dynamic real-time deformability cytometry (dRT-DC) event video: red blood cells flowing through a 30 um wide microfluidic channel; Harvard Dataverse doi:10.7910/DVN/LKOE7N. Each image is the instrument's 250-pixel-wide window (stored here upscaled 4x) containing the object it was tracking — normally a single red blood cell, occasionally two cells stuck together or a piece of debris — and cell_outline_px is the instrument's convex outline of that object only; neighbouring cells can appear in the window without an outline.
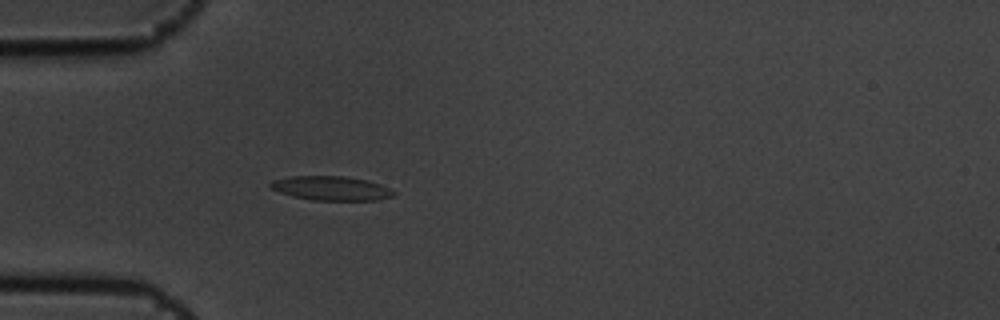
{"species": "common noctule bat (a hibernating species)", "species_latin": "Nyctalus noctula", "temperature_condition": "cold", "stored_images_in_passage": 2, "camera_frame_rate_fps": 3000, "um_per_image_px": 0.085, "animal": {"sex": "male", "body_mass_g": 19.5, "forearm_length_mm": 54.6}, "frame": {"image": 1, "passage_image": 2, "time_ms": 0.333, "image_size_px": [1000, 320], "cell_outline_px": [[396, 192], [392, 196], [376, 200], [312, 200], [292, 196], [280, 192], [272, 188], [268, 184], [272, 180], [292, 176], [344, 176], [368, 180], [380, 184]], "centroid_in_image_um": [28.14, 16.0], "position_along_channel_um": 56.9, "area_um2": 17.28}}